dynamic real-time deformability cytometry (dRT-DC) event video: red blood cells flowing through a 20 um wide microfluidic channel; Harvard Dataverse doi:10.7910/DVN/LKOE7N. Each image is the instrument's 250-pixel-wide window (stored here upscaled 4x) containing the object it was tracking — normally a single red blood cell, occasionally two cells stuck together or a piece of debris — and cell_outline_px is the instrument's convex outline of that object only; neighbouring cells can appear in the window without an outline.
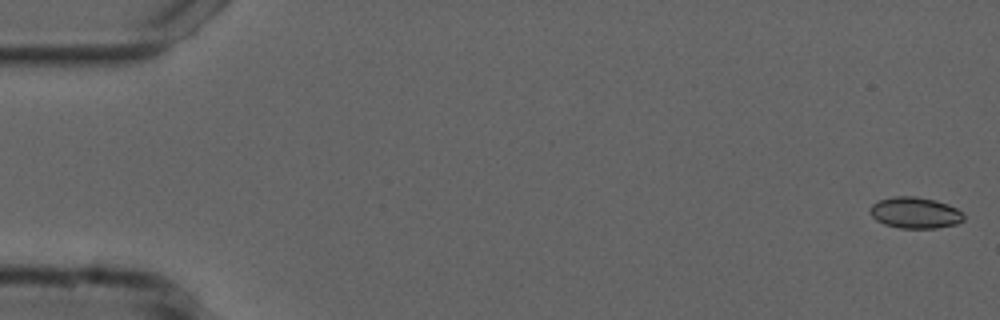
{"species": "common noctule bat (a hibernating species)", "species_latin": "Nyctalus noctula", "temperature_condition": "cold", "stored_images_in_passage": 55, "camera_frame_rate_fps": 3000, "um_per_image_px": 0.085, "animal": {"sex": "male", "forearm_length_mm": 52.5}, "frame": {"image": 1, "passage_image": 1, "time_ms": 0.0, "image_size_px": [1000, 320], "cell_outline_px": [[964, 220], [956, 224], [936, 228], [900, 228], [884, 224], [876, 220], [872, 216], [868, 208], [872, 204], [880, 200], [892, 196], [916, 196], [936, 200], [948, 204], [956, 208], [964, 216]], "centroid_in_image_um": [77.76, 18.08], "position_along_channel_um": 7.2, "area_um2": 17.11}}
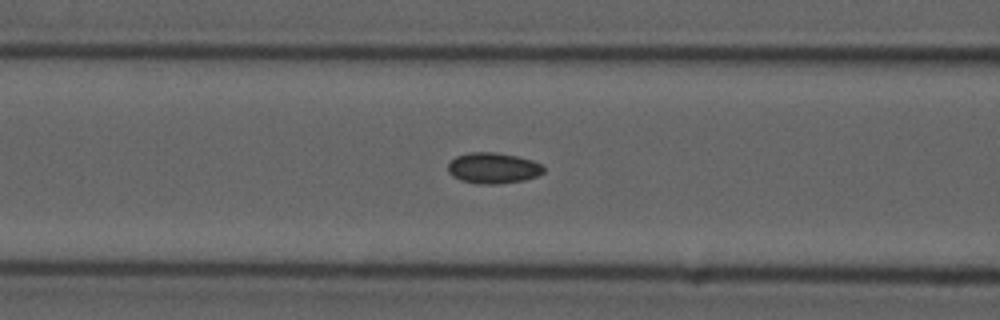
{"frame": {"image": 2, "passage_image": 22, "time_ms": 7.0, "image_size_px": [1000, 320], "cell_outline_px": [[544, 172], [536, 176], [524, 180], [496, 184], [476, 184], [460, 180], [452, 176], [448, 172], [448, 164], [456, 156], [468, 152], [496, 152], [516, 156], [532, 160], [544, 164]], "centroid_in_image_um": [41.91, 14.28], "position_along_channel_um": 124.7, "area_um2": 17.34}}
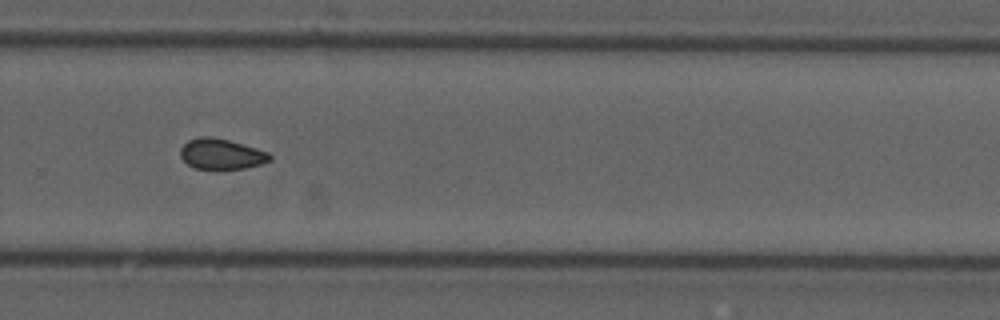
{"frame": {"image": 3, "passage_image": 37, "time_ms": 12.0, "image_size_px": [1000, 320], "cell_outline_px": [[272, 160], [260, 164], [244, 168], [192, 168], [180, 156], [180, 148], [188, 140], [200, 136], [212, 136], [228, 140], [268, 152], [272, 156]], "centroid_in_image_um": [18.79, 13.07], "position_along_channel_um": 311.0, "area_um2": 15.72}, "authors_computed_cell_mechanics": {"area_um2": 16.4152, "velocity_mm_per_s": 3.7342, "shape_relaxation_time_tau1_ms": null, "shape_relaxation_time_tau2_ms": 4.5529, "deformation_change_tau1": null, "deformation_change_tau2": 0.0814}}